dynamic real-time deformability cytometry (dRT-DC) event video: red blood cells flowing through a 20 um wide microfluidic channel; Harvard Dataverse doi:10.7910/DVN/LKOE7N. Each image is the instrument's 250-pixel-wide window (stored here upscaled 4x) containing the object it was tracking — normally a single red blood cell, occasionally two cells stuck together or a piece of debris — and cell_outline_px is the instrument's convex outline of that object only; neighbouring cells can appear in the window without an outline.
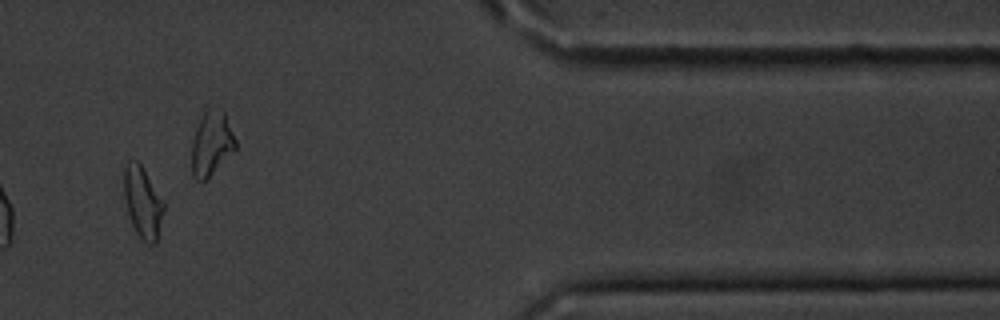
{"species": "common noctule bat (a hibernating species)", "species_latin": "Nyctalus noctula", "temperature_condition": "cold", "stored_images_in_passage": 14, "camera_frame_rate_fps": 3000, "um_per_image_px": 0.085, "animal": {"sex": "male", "body_mass_g": 20.1, "forearm_length_mm": 53.5}, "frame": {"image": 1, "passage_image": 12, "time_ms": 14.667, "image_size_px": [1000, 320], "cell_outline_px": [[164, 212], [156, 240], [152, 244], [148, 244], [140, 240], [132, 224], [124, 200], [124, 164], [128, 160], [136, 160], [140, 164], [164, 200]], "centroid_in_image_um": [12.12, 17.19], "position_along_channel_um": 399.3, "area_um2": 16.59}, "authors_computed_cell_mechanics": {"area_um2": 16.5886, "velocity_mm_per_s": 3.5103, "shape_relaxation_time_tau1_ms": 1.7894, "shape_relaxation_time_tau2_ms": 2.9807, "deformation_change_tau1": 0.1257, "deformation_change_tau2": 0.1068}}